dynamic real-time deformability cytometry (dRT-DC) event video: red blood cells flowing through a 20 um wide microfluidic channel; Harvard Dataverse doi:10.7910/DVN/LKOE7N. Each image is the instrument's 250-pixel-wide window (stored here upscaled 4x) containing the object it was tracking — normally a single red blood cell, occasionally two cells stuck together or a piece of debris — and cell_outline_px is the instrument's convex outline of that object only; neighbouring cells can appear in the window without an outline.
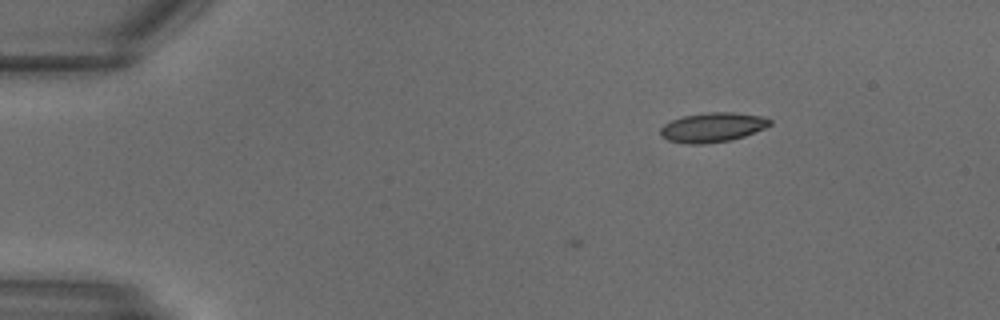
{"species": "common noctule bat (a hibernating species)", "species_latin": "Nyctalus noctula", "temperature_condition": "warm", "stored_images_in_passage": 4, "camera_frame_rate_fps": 3000, "um_per_image_px": 0.085, "animal": {"sex": "male", "body_mass_g": 18.8}, "frame": {"image": 1, "passage_image": 1, "time_ms": 0.0, "image_size_px": [1000, 320], "cell_outline_px": [[772, 124], [764, 128], [744, 136], [732, 140], [704, 144], [688, 144], [668, 140], [660, 136], [660, 128], [664, 124], [672, 120], [684, 116], [708, 112], [736, 112], [764, 116], [772, 120]], "centroid_in_image_um": [60.58, 10.82], "position_along_channel_um": 24.4, "area_um2": 18.96}}